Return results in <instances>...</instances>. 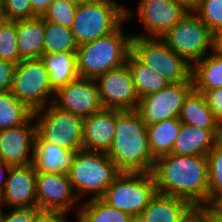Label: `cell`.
Segmentation results:
<instances>
[{"instance_id":"cell-1","label":"cell","mask_w":222,"mask_h":222,"mask_svg":"<svg viewBox=\"0 0 222 222\" xmlns=\"http://www.w3.org/2000/svg\"><path fill=\"white\" fill-rule=\"evenodd\" d=\"M152 173L158 193L185 199L195 208H209L207 156L163 155L155 160Z\"/></svg>"},{"instance_id":"cell-2","label":"cell","mask_w":222,"mask_h":222,"mask_svg":"<svg viewBox=\"0 0 222 222\" xmlns=\"http://www.w3.org/2000/svg\"><path fill=\"white\" fill-rule=\"evenodd\" d=\"M107 155L120 172H153L155 159L149 147L147 125L137 110L116 109L115 136Z\"/></svg>"},{"instance_id":"cell-3","label":"cell","mask_w":222,"mask_h":222,"mask_svg":"<svg viewBox=\"0 0 222 222\" xmlns=\"http://www.w3.org/2000/svg\"><path fill=\"white\" fill-rule=\"evenodd\" d=\"M132 17L133 12L126 8V20L114 32L78 46L76 62L80 77L96 79L126 64L131 52L132 33H124L122 26Z\"/></svg>"},{"instance_id":"cell-4","label":"cell","mask_w":222,"mask_h":222,"mask_svg":"<svg viewBox=\"0 0 222 222\" xmlns=\"http://www.w3.org/2000/svg\"><path fill=\"white\" fill-rule=\"evenodd\" d=\"M120 173L107 152L81 149L75 154L68 176L81 201L88 195L89 200L102 198Z\"/></svg>"},{"instance_id":"cell-5","label":"cell","mask_w":222,"mask_h":222,"mask_svg":"<svg viewBox=\"0 0 222 222\" xmlns=\"http://www.w3.org/2000/svg\"><path fill=\"white\" fill-rule=\"evenodd\" d=\"M126 20V7L116 0H91L77 6L72 32L83 45L114 32Z\"/></svg>"},{"instance_id":"cell-6","label":"cell","mask_w":222,"mask_h":222,"mask_svg":"<svg viewBox=\"0 0 222 222\" xmlns=\"http://www.w3.org/2000/svg\"><path fill=\"white\" fill-rule=\"evenodd\" d=\"M131 53L170 84L192 78V64L170 49L162 38L132 36Z\"/></svg>"},{"instance_id":"cell-7","label":"cell","mask_w":222,"mask_h":222,"mask_svg":"<svg viewBox=\"0 0 222 222\" xmlns=\"http://www.w3.org/2000/svg\"><path fill=\"white\" fill-rule=\"evenodd\" d=\"M157 193L152 172H121L109 185L102 199L115 209L137 219Z\"/></svg>"},{"instance_id":"cell-8","label":"cell","mask_w":222,"mask_h":222,"mask_svg":"<svg viewBox=\"0 0 222 222\" xmlns=\"http://www.w3.org/2000/svg\"><path fill=\"white\" fill-rule=\"evenodd\" d=\"M37 126L35 142H50L70 151L83 149V118L53 103L33 112Z\"/></svg>"},{"instance_id":"cell-9","label":"cell","mask_w":222,"mask_h":222,"mask_svg":"<svg viewBox=\"0 0 222 222\" xmlns=\"http://www.w3.org/2000/svg\"><path fill=\"white\" fill-rule=\"evenodd\" d=\"M11 93L33 112L53 103L55 91L41 58L21 60L15 66Z\"/></svg>"},{"instance_id":"cell-10","label":"cell","mask_w":222,"mask_h":222,"mask_svg":"<svg viewBox=\"0 0 222 222\" xmlns=\"http://www.w3.org/2000/svg\"><path fill=\"white\" fill-rule=\"evenodd\" d=\"M162 39L192 65L213 51V33L194 11H188Z\"/></svg>"},{"instance_id":"cell-11","label":"cell","mask_w":222,"mask_h":222,"mask_svg":"<svg viewBox=\"0 0 222 222\" xmlns=\"http://www.w3.org/2000/svg\"><path fill=\"white\" fill-rule=\"evenodd\" d=\"M193 89L192 78L179 84H169L156 93L140 98L137 111L146 125L179 118L185 99Z\"/></svg>"},{"instance_id":"cell-12","label":"cell","mask_w":222,"mask_h":222,"mask_svg":"<svg viewBox=\"0 0 222 222\" xmlns=\"http://www.w3.org/2000/svg\"><path fill=\"white\" fill-rule=\"evenodd\" d=\"M188 11L175 0H139L135 15L146 32L132 33V36L162 38Z\"/></svg>"},{"instance_id":"cell-13","label":"cell","mask_w":222,"mask_h":222,"mask_svg":"<svg viewBox=\"0 0 222 222\" xmlns=\"http://www.w3.org/2000/svg\"><path fill=\"white\" fill-rule=\"evenodd\" d=\"M104 109L137 110V94L127 64L112 69L95 79Z\"/></svg>"},{"instance_id":"cell-14","label":"cell","mask_w":222,"mask_h":222,"mask_svg":"<svg viewBox=\"0 0 222 222\" xmlns=\"http://www.w3.org/2000/svg\"><path fill=\"white\" fill-rule=\"evenodd\" d=\"M37 206L44 211L66 212L77 209L80 201L74 193L68 174L36 172Z\"/></svg>"},{"instance_id":"cell-15","label":"cell","mask_w":222,"mask_h":222,"mask_svg":"<svg viewBox=\"0 0 222 222\" xmlns=\"http://www.w3.org/2000/svg\"><path fill=\"white\" fill-rule=\"evenodd\" d=\"M53 104L82 118L104 109L95 79L80 76L55 92Z\"/></svg>"},{"instance_id":"cell-16","label":"cell","mask_w":222,"mask_h":222,"mask_svg":"<svg viewBox=\"0 0 222 222\" xmlns=\"http://www.w3.org/2000/svg\"><path fill=\"white\" fill-rule=\"evenodd\" d=\"M36 135L33 116L25 124L0 130V160L11 167L32 164Z\"/></svg>"},{"instance_id":"cell-17","label":"cell","mask_w":222,"mask_h":222,"mask_svg":"<svg viewBox=\"0 0 222 222\" xmlns=\"http://www.w3.org/2000/svg\"><path fill=\"white\" fill-rule=\"evenodd\" d=\"M3 203L8 207L37 206L36 171L33 164L10 168L3 191Z\"/></svg>"},{"instance_id":"cell-18","label":"cell","mask_w":222,"mask_h":222,"mask_svg":"<svg viewBox=\"0 0 222 222\" xmlns=\"http://www.w3.org/2000/svg\"><path fill=\"white\" fill-rule=\"evenodd\" d=\"M116 109H102L83 118V149L108 152L115 136Z\"/></svg>"},{"instance_id":"cell-19","label":"cell","mask_w":222,"mask_h":222,"mask_svg":"<svg viewBox=\"0 0 222 222\" xmlns=\"http://www.w3.org/2000/svg\"><path fill=\"white\" fill-rule=\"evenodd\" d=\"M195 207L187 200L156 193L139 215V222H184Z\"/></svg>"},{"instance_id":"cell-20","label":"cell","mask_w":222,"mask_h":222,"mask_svg":"<svg viewBox=\"0 0 222 222\" xmlns=\"http://www.w3.org/2000/svg\"><path fill=\"white\" fill-rule=\"evenodd\" d=\"M179 120L186 125L211 130L220 140L222 139V125L207 105L202 92L193 89L188 94L180 110Z\"/></svg>"},{"instance_id":"cell-21","label":"cell","mask_w":222,"mask_h":222,"mask_svg":"<svg viewBox=\"0 0 222 222\" xmlns=\"http://www.w3.org/2000/svg\"><path fill=\"white\" fill-rule=\"evenodd\" d=\"M219 141L211 130L182 123L170 154L207 156Z\"/></svg>"},{"instance_id":"cell-22","label":"cell","mask_w":222,"mask_h":222,"mask_svg":"<svg viewBox=\"0 0 222 222\" xmlns=\"http://www.w3.org/2000/svg\"><path fill=\"white\" fill-rule=\"evenodd\" d=\"M75 154L50 142H35L32 164L36 172L68 174Z\"/></svg>"},{"instance_id":"cell-23","label":"cell","mask_w":222,"mask_h":222,"mask_svg":"<svg viewBox=\"0 0 222 222\" xmlns=\"http://www.w3.org/2000/svg\"><path fill=\"white\" fill-rule=\"evenodd\" d=\"M44 20L42 17L17 21V47L22 60L43 55Z\"/></svg>"},{"instance_id":"cell-24","label":"cell","mask_w":222,"mask_h":222,"mask_svg":"<svg viewBox=\"0 0 222 222\" xmlns=\"http://www.w3.org/2000/svg\"><path fill=\"white\" fill-rule=\"evenodd\" d=\"M41 60L48 71V82L55 92L79 76L76 52L43 54Z\"/></svg>"},{"instance_id":"cell-25","label":"cell","mask_w":222,"mask_h":222,"mask_svg":"<svg viewBox=\"0 0 222 222\" xmlns=\"http://www.w3.org/2000/svg\"><path fill=\"white\" fill-rule=\"evenodd\" d=\"M181 125L179 118L147 125L149 147L155 160L171 153L175 140L180 133Z\"/></svg>"},{"instance_id":"cell-26","label":"cell","mask_w":222,"mask_h":222,"mask_svg":"<svg viewBox=\"0 0 222 222\" xmlns=\"http://www.w3.org/2000/svg\"><path fill=\"white\" fill-rule=\"evenodd\" d=\"M192 65L194 89L207 91L222 87V56L211 51Z\"/></svg>"},{"instance_id":"cell-27","label":"cell","mask_w":222,"mask_h":222,"mask_svg":"<svg viewBox=\"0 0 222 222\" xmlns=\"http://www.w3.org/2000/svg\"><path fill=\"white\" fill-rule=\"evenodd\" d=\"M126 64L139 98L156 93L170 84L157 72L142 64L131 52L127 57Z\"/></svg>"},{"instance_id":"cell-28","label":"cell","mask_w":222,"mask_h":222,"mask_svg":"<svg viewBox=\"0 0 222 222\" xmlns=\"http://www.w3.org/2000/svg\"><path fill=\"white\" fill-rule=\"evenodd\" d=\"M77 212V222H133L130 214L119 211L107 204L102 198L87 199Z\"/></svg>"},{"instance_id":"cell-29","label":"cell","mask_w":222,"mask_h":222,"mask_svg":"<svg viewBox=\"0 0 222 222\" xmlns=\"http://www.w3.org/2000/svg\"><path fill=\"white\" fill-rule=\"evenodd\" d=\"M78 46L71 28L44 21L43 54L76 52Z\"/></svg>"},{"instance_id":"cell-30","label":"cell","mask_w":222,"mask_h":222,"mask_svg":"<svg viewBox=\"0 0 222 222\" xmlns=\"http://www.w3.org/2000/svg\"><path fill=\"white\" fill-rule=\"evenodd\" d=\"M32 116L33 111L15 98L11 91L0 92V130L25 124Z\"/></svg>"},{"instance_id":"cell-31","label":"cell","mask_w":222,"mask_h":222,"mask_svg":"<svg viewBox=\"0 0 222 222\" xmlns=\"http://www.w3.org/2000/svg\"><path fill=\"white\" fill-rule=\"evenodd\" d=\"M209 208L222 198V139L208 153Z\"/></svg>"},{"instance_id":"cell-32","label":"cell","mask_w":222,"mask_h":222,"mask_svg":"<svg viewBox=\"0 0 222 222\" xmlns=\"http://www.w3.org/2000/svg\"><path fill=\"white\" fill-rule=\"evenodd\" d=\"M0 59L16 65L22 60L17 47V21L0 18Z\"/></svg>"},{"instance_id":"cell-33","label":"cell","mask_w":222,"mask_h":222,"mask_svg":"<svg viewBox=\"0 0 222 222\" xmlns=\"http://www.w3.org/2000/svg\"><path fill=\"white\" fill-rule=\"evenodd\" d=\"M76 10L77 6L66 0H55L48 6L42 18L44 21L71 28Z\"/></svg>"},{"instance_id":"cell-34","label":"cell","mask_w":222,"mask_h":222,"mask_svg":"<svg viewBox=\"0 0 222 222\" xmlns=\"http://www.w3.org/2000/svg\"><path fill=\"white\" fill-rule=\"evenodd\" d=\"M194 12L213 34L222 29V0H200Z\"/></svg>"},{"instance_id":"cell-35","label":"cell","mask_w":222,"mask_h":222,"mask_svg":"<svg viewBox=\"0 0 222 222\" xmlns=\"http://www.w3.org/2000/svg\"><path fill=\"white\" fill-rule=\"evenodd\" d=\"M0 16L4 20H24L34 18L30 0H1Z\"/></svg>"},{"instance_id":"cell-36","label":"cell","mask_w":222,"mask_h":222,"mask_svg":"<svg viewBox=\"0 0 222 222\" xmlns=\"http://www.w3.org/2000/svg\"><path fill=\"white\" fill-rule=\"evenodd\" d=\"M13 210L1 213L0 222H34L36 216L42 211L38 206L12 207Z\"/></svg>"},{"instance_id":"cell-37","label":"cell","mask_w":222,"mask_h":222,"mask_svg":"<svg viewBox=\"0 0 222 222\" xmlns=\"http://www.w3.org/2000/svg\"><path fill=\"white\" fill-rule=\"evenodd\" d=\"M199 92L204 94L207 105L215 118L222 124V87Z\"/></svg>"},{"instance_id":"cell-38","label":"cell","mask_w":222,"mask_h":222,"mask_svg":"<svg viewBox=\"0 0 222 222\" xmlns=\"http://www.w3.org/2000/svg\"><path fill=\"white\" fill-rule=\"evenodd\" d=\"M16 64L0 59V92L11 91Z\"/></svg>"},{"instance_id":"cell-39","label":"cell","mask_w":222,"mask_h":222,"mask_svg":"<svg viewBox=\"0 0 222 222\" xmlns=\"http://www.w3.org/2000/svg\"><path fill=\"white\" fill-rule=\"evenodd\" d=\"M184 222H213V208H195Z\"/></svg>"},{"instance_id":"cell-40","label":"cell","mask_w":222,"mask_h":222,"mask_svg":"<svg viewBox=\"0 0 222 222\" xmlns=\"http://www.w3.org/2000/svg\"><path fill=\"white\" fill-rule=\"evenodd\" d=\"M67 214L66 212L42 210L34 222H68Z\"/></svg>"},{"instance_id":"cell-41","label":"cell","mask_w":222,"mask_h":222,"mask_svg":"<svg viewBox=\"0 0 222 222\" xmlns=\"http://www.w3.org/2000/svg\"><path fill=\"white\" fill-rule=\"evenodd\" d=\"M55 0H30L32 13L36 17H42L48 6Z\"/></svg>"},{"instance_id":"cell-42","label":"cell","mask_w":222,"mask_h":222,"mask_svg":"<svg viewBox=\"0 0 222 222\" xmlns=\"http://www.w3.org/2000/svg\"><path fill=\"white\" fill-rule=\"evenodd\" d=\"M11 166L0 160V191L3 193Z\"/></svg>"},{"instance_id":"cell-43","label":"cell","mask_w":222,"mask_h":222,"mask_svg":"<svg viewBox=\"0 0 222 222\" xmlns=\"http://www.w3.org/2000/svg\"><path fill=\"white\" fill-rule=\"evenodd\" d=\"M213 52L222 56V29L213 34Z\"/></svg>"},{"instance_id":"cell-44","label":"cell","mask_w":222,"mask_h":222,"mask_svg":"<svg viewBox=\"0 0 222 222\" xmlns=\"http://www.w3.org/2000/svg\"><path fill=\"white\" fill-rule=\"evenodd\" d=\"M177 3L183 5L187 10L194 11L200 0H175Z\"/></svg>"},{"instance_id":"cell-45","label":"cell","mask_w":222,"mask_h":222,"mask_svg":"<svg viewBox=\"0 0 222 222\" xmlns=\"http://www.w3.org/2000/svg\"><path fill=\"white\" fill-rule=\"evenodd\" d=\"M212 208L222 215V198Z\"/></svg>"},{"instance_id":"cell-46","label":"cell","mask_w":222,"mask_h":222,"mask_svg":"<svg viewBox=\"0 0 222 222\" xmlns=\"http://www.w3.org/2000/svg\"><path fill=\"white\" fill-rule=\"evenodd\" d=\"M66 1H68L69 3L74 4L75 6H80V5H82L86 2H89L91 0H66Z\"/></svg>"},{"instance_id":"cell-47","label":"cell","mask_w":222,"mask_h":222,"mask_svg":"<svg viewBox=\"0 0 222 222\" xmlns=\"http://www.w3.org/2000/svg\"><path fill=\"white\" fill-rule=\"evenodd\" d=\"M213 222H222V215L213 209Z\"/></svg>"},{"instance_id":"cell-48","label":"cell","mask_w":222,"mask_h":222,"mask_svg":"<svg viewBox=\"0 0 222 222\" xmlns=\"http://www.w3.org/2000/svg\"><path fill=\"white\" fill-rule=\"evenodd\" d=\"M3 193L0 191V210H3L1 207H3Z\"/></svg>"}]
</instances>
